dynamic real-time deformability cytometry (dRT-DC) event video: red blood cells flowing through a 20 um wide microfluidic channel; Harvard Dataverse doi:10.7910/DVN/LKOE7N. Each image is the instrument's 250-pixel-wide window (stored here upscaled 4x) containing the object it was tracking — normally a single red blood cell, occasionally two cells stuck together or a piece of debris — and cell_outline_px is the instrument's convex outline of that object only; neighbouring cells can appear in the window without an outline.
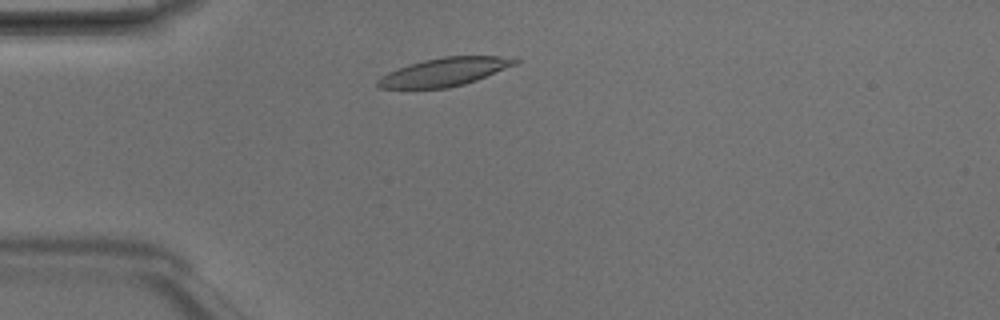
{"species": "Egyptian fruit bat (a non-hibernating species)", "species_latin": "Rousettus aegyptiacus", "temperature_condition": "room temperature", "stored_images_in_passage": 2, "camera_frame_rate_fps": 3000, "um_per_image_px": 0.085, "animal": {"sex": "male"}, "frame": {"image": 1, "passage_image": 2, "time_ms": 0.333, "image_size_px": [1000, 320], "cell_outline_px": [[520, 60], [516, 64], [476, 80], [464, 84], [448, 88], [380, 88], [376, 84], [376, 80], [380, 76], [388, 72], [424, 60], [444, 56], [516, 56]], "centroid_in_image_um": [37.82, 6.1], "position_along_channel_um": 47.2, "area_um2": 22.48}}